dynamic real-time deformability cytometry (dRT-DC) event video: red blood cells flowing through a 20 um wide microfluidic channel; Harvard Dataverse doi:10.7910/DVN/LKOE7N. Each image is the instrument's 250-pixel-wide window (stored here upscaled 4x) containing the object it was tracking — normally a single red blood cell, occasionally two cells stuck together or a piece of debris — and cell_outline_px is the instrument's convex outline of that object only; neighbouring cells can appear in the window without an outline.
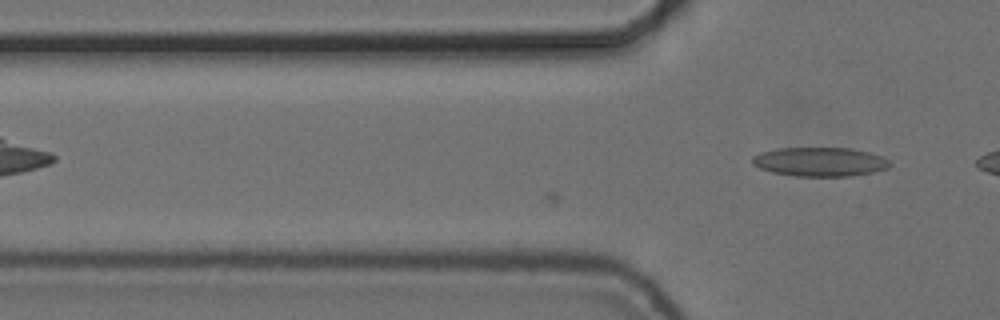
{"species": "common noctule bat (a hibernating species)", "species_latin": "Nyctalus noctula", "temperature_condition": "cold", "stored_images_in_passage": 11, "camera_frame_rate_fps": 3000, "um_per_image_px": 0.085, "animal": {"sex": "female", "body_mass_g": 24.6, "forearm_length_mm": 56.2}, "frame": {"image": 1, "passage_image": 11, "time_ms": 3.333, "image_size_px": [1000, 320], "cell_outline_px": [[892, 164], [888, 168], [872, 172], [852, 176], [796, 176], [772, 172], [760, 168], [752, 164], [752, 156], [760, 152], [776, 148], [852, 148], [868, 152], [880, 156], [888, 160]], "centroid_in_image_um": [69.67, 13.75], "position_along_channel_um": 56.1, "area_um2": 23.29}}